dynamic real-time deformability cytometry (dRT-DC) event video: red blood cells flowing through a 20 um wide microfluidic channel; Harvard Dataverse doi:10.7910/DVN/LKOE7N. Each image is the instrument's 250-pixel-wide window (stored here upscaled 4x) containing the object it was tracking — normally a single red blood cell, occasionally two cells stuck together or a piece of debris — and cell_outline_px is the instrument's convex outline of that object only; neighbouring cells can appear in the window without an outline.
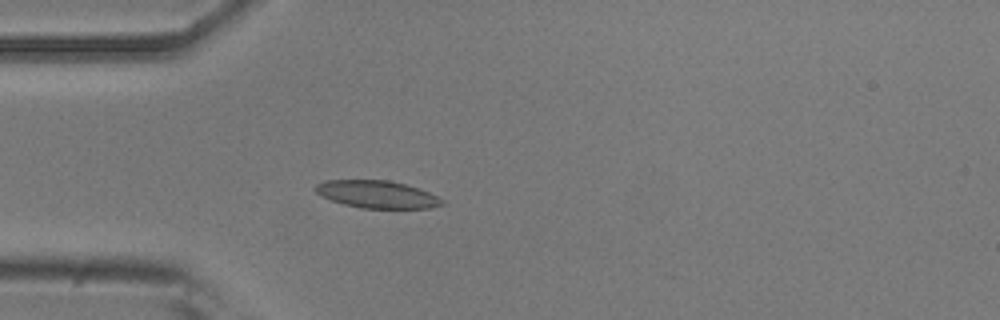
{"species": "common noctule bat (a hibernating species)", "species_latin": "Nyctalus noctula", "temperature_condition": "room temperature", "stored_images_in_passage": 39, "camera_frame_rate_fps": 3000, "um_per_image_px": 0.085, "animal": {"sex": "male", "body_mass_g": 20.5, "forearm_length_mm": 52.5}, "frame": {"image": 1, "passage_image": 7, "time_ms": 2.0, "image_size_px": [1000, 320], "cell_outline_px": [[444, 204], [432, 208], [360, 208], [344, 204], [332, 200], [316, 192], [312, 188], [316, 184], [324, 180], [388, 180], [404, 184], [428, 192], [444, 200]], "centroid_in_image_um": [32.03, 16.52], "position_along_channel_um": 53.0, "area_um2": 20.11}}
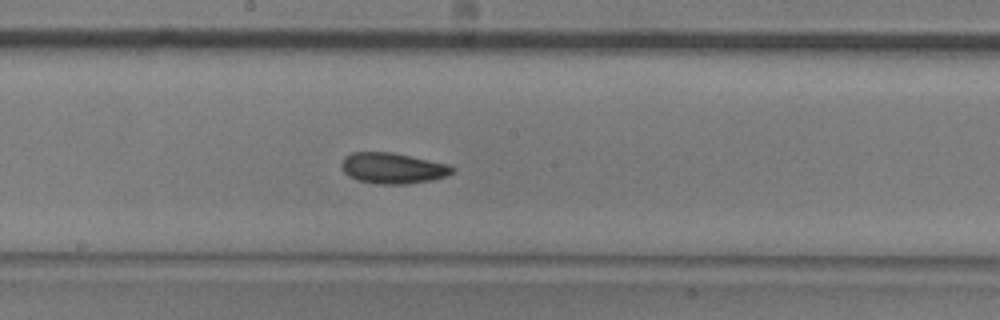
{"frame": {"image": 2, "passage_image": 20, "time_ms": 6.333, "image_size_px": [1000, 320], "cell_outline_px": [[456, 172], [448, 176], [432, 180], [408, 184], [380, 184], [356, 180], [348, 176], [344, 172], [340, 164], [344, 156], [352, 152], [392, 152], [448, 164], [456, 168]], "centroid_in_image_um": [33.4, 14.3], "position_along_channel_um": 214.8, "area_um2": 20.17}}
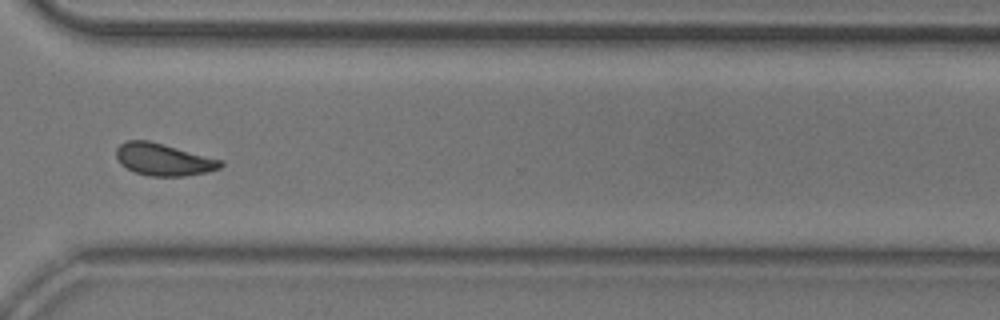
{"frame": {"image": 3, "passage_image": 31, "time_ms": 10.0, "image_size_px": [1000, 320], "cell_outline_px": [[224, 164], [220, 168], [208, 172], [184, 176], [148, 176], [136, 172], [120, 164], [116, 156], [116, 148], [120, 144], [128, 140], [148, 140], [164, 144], [224, 160]], "centroid_in_image_um": [13.92, 13.55], "position_along_channel_um": 356.7, "area_um2": 19.65}, "authors_computed_cell_mechanics": {"area_um2": 19.4208, "velocity_mm_per_s": 3.8784, "shape_relaxation_time_tau1_ms": 6.4386, "shape_relaxation_time_tau2_ms": 2.6385, "deformation_change_tau1": 0.1239, "deformation_change_tau2": 0.0888}}